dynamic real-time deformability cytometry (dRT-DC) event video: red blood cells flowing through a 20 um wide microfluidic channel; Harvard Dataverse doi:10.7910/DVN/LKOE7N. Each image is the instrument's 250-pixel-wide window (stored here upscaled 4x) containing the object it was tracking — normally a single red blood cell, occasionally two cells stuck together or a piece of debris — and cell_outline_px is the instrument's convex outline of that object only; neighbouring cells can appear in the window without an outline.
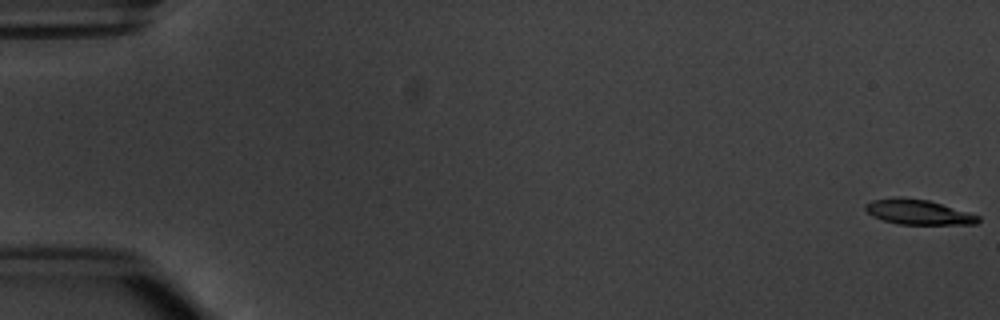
{"species": "common noctule bat (a hibernating species)", "species_latin": "Nyctalus noctula", "temperature_condition": "warm", "stored_images_in_passage": 9, "camera_frame_rate_fps": 3000, "um_per_image_px": 0.085, "animal": {"sex": "male", "body_mass_g": 20.1, "forearm_length_mm": 53.5}, "frame": {"image": 1, "passage_image": 1, "time_ms": 0.0, "image_size_px": [1000, 320], "cell_outline_px": [[980, 220], [976, 224], [896, 224], [872, 216], [864, 208], [864, 204], [872, 200], [928, 200], [968, 212], [980, 216]], "centroid_in_image_um": [78.1, 18.07], "position_along_channel_um": 6.9, "area_um2": 15.61}}
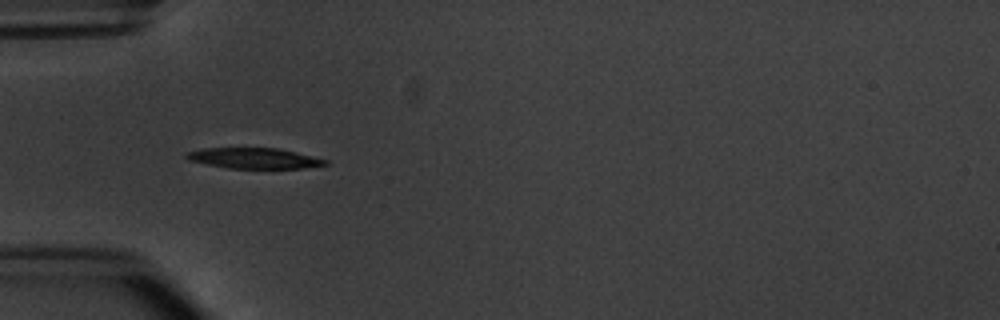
{"frame": {"image": 2, "passage_image": 6, "time_ms": 5.667, "image_size_px": [1000, 320], "cell_outline_px": [[328, 164], [300, 168], [228, 168], [188, 160], [184, 156], [184, 152], [204, 148], [276, 148], [296, 152], [328, 160]], "centroid_in_image_um": [21.55, 13.44], "position_along_channel_um": 63.5, "area_um2": 16.53}}
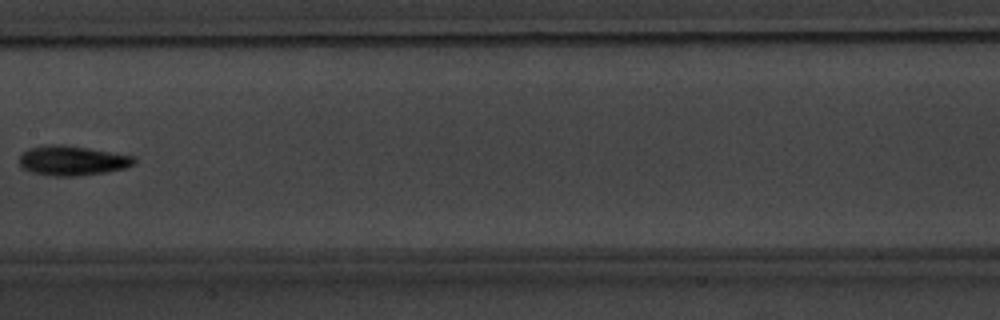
{"frame": {"image": 3, "passage_image": 9, "time_ms": 9.333, "image_size_px": [1000, 320], "cell_outline_px": [[136, 164], [128, 168], [108, 172], [80, 176], [52, 176], [32, 172], [24, 168], [20, 164], [20, 152], [28, 148], [44, 144], [64, 144], [88, 148], [132, 156], [136, 160]], "centroid_in_image_um": [6.14, 13.65], "position_along_channel_um": 201.3, "area_um2": 20.17}}